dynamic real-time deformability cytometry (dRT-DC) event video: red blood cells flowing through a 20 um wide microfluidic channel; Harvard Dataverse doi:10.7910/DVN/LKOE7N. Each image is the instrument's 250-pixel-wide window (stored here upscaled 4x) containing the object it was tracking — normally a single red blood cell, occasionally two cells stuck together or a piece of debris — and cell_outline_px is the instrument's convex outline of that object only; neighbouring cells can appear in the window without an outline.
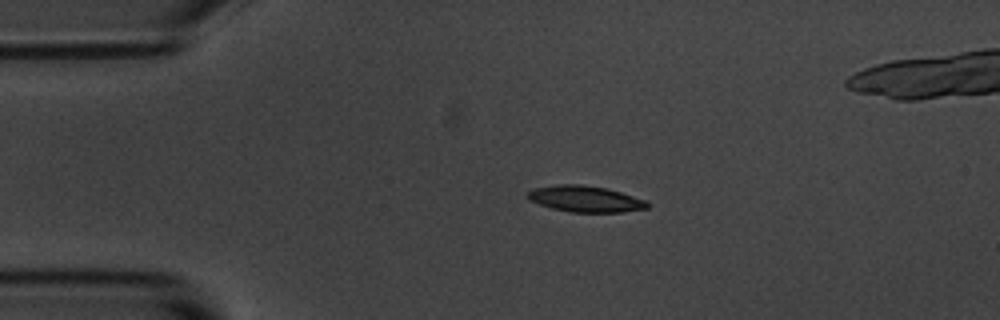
{"species": "common noctule bat (a hibernating species)", "species_latin": "Nyctalus noctula", "temperature_condition": "room temperature", "stored_images_in_passage": 5, "camera_frame_rate_fps": 3000, "um_per_image_px": 0.085, "animal": {"sex": "male", "body_mass_g": 20.1, "forearm_length_mm": 53.5}, "frame": {"image": 1, "passage_image": 3, "time_ms": 2.333, "image_size_px": [1000, 320], "cell_outline_px": [[648, 208], [624, 212], [572, 212], [552, 208], [528, 200], [524, 196], [528, 192], [536, 188], [556, 184], [580, 184], [608, 188], [644, 200], [648, 204]], "centroid_in_image_um": [49.71, 16.9], "position_along_channel_um": 35.3, "area_um2": 18.21}}